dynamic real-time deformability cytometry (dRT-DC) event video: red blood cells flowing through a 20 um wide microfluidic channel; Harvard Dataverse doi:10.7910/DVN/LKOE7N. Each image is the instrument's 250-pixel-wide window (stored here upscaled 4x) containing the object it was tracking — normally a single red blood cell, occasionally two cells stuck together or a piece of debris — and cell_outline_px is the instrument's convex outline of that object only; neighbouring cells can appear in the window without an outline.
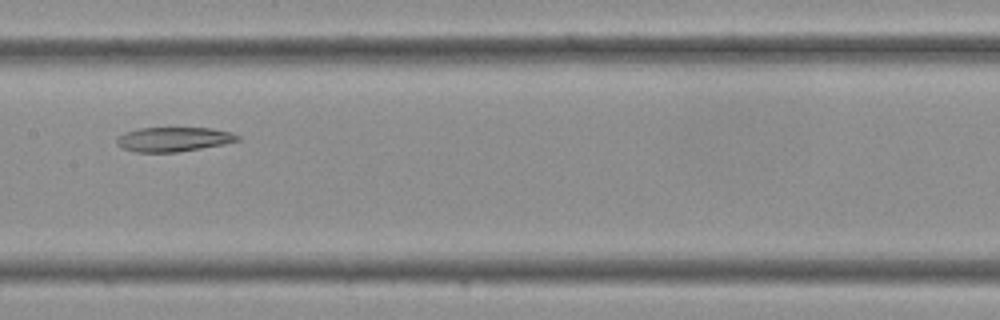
{"species": "Egyptian fruit bat (a non-hibernating species)", "species_latin": "Rousettus aegyptiacus", "temperature_condition": "cold", "stored_images_in_passage": 35, "segment_of_instrument_passage": [2, 2], "camera_frame_rate_fps": 3000, "um_per_image_px": 0.085, "frame": {"image": 1, "passage_image": 17, "time_ms": 5.333, "image_size_px": [1000, 320], "cell_outline_px": [[240, 140], [224, 144], [176, 152], [136, 152], [124, 148], [116, 144], [116, 136], [124, 132], [140, 128], [212, 128], [228, 132], [240, 136]], "centroid_in_image_um": [14.71, 11.83], "position_along_channel_um": 192.7, "area_um2": 17.11}}
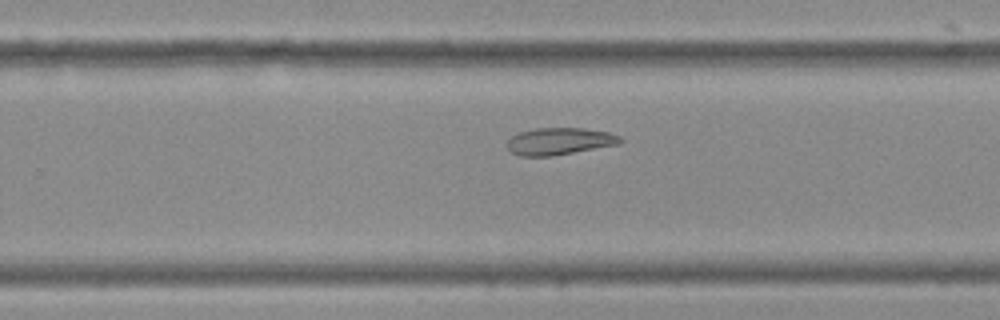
{"frame": {"image": 2, "passage_image": 22, "time_ms": 7.0, "image_size_px": [1000, 320], "cell_outline_px": [[624, 140], [620, 144], [552, 156], [520, 156], [512, 152], [508, 148], [508, 140], [512, 136], [520, 132], [536, 128], [584, 128], [608, 132], [620, 136]], "centroid_in_image_um": [47.59, 12.0], "position_along_channel_um": 282.2, "area_um2": 17.8}}
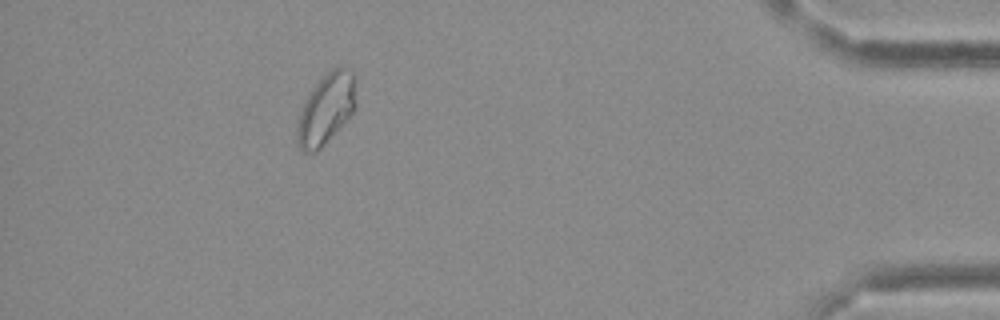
{"frame": {"image": 3, "passage_image": 32, "time_ms": 10.333, "image_size_px": [1000, 320], "cell_outline_px": [[356, 104], [352, 112], [324, 144], [316, 152], [300, 152], [296, 144], [296, 128], [300, 112], [312, 88], [332, 68], [344, 68], [352, 72], [356, 76]], "centroid_in_image_um": [27.7, 9.28], "position_along_channel_um": 407.5, "area_um2": 23.93}}